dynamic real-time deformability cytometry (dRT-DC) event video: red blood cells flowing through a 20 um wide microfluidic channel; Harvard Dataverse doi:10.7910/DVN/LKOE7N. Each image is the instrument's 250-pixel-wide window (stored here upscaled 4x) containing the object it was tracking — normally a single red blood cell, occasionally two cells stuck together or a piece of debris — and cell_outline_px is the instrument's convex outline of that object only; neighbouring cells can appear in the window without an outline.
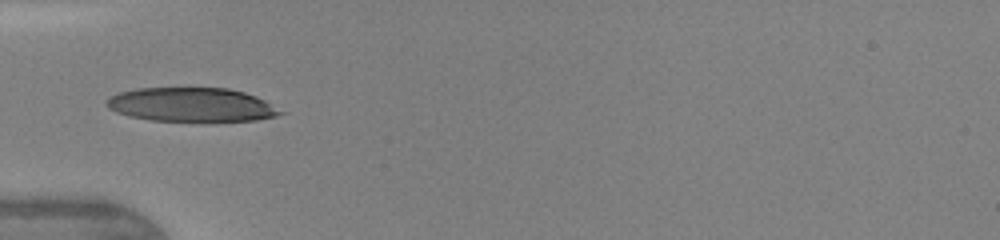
{"species": "human", "species_latin": "Homo sapiens", "temperature_condition": "warm", "stored_images_in_passage": 32, "camera_frame_rate_fps": 3000, "um_per_image_px": 0.085, "donor": {"sex": "female"}, "frame": {"image": 1, "passage_image": 1, "time_ms": 0.0, "image_size_px": [1000, 240], "cell_outline_px": [[288, 112], [276, 116], [256, 120], [152, 120], [128, 116], [116, 112], [108, 108], [104, 104], [112, 96], [120, 92], [136, 88], [228, 88], [244, 92], [256, 96]], "centroid_in_image_um": [16.3, 8.89], "position_along_channel_um": 68.7, "area_um2": 34.16}}
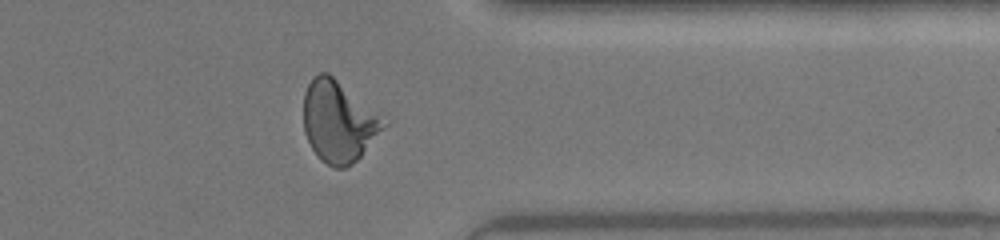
{"frame": {"image": 2, "passage_image": 23, "time_ms": 7.333, "image_size_px": [1000, 240], "cell_outline_px": [[392, 120], [360, 156], [352, 164], [344, 168], [336, 168], [320, 160], [312, 148], [304, 132], [304, 92], [312, 76], [320, 72], [328, 72]], "centroid_in_image_um": [28.84, 10.29], "position_along_channel_um": 382.6, "area_um2": 38.73}}
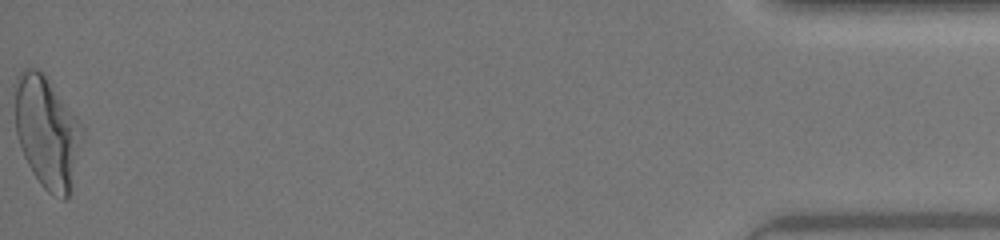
{"frame": {"image": 3, "passage_image": 32, "time_ms": 10.333, "image_size_px": [1000, 240], "cell_outline_px": [[84, 136], [68, 196], [64, 200], [48, 192], [40, 184], [32, 172], [24, 156], [16, 132], [12, 84], [16, 76], [24, 68], [36, 68], [44, 76], [76, 116], [84, 128]], "centroid_in_image_um": [3.96, 11.2], "position_along_channel_um": 431.2, "area_um2": 43.87}, "authors_computed_cell_mechanics": {"area_um2": 36.0961, "velocity_mm_per_s": 4.3621, "shape_relaxation_time_tau1_ms": 3.6584, "shape_relaxation_time_tau2_ms": 0.7275, "deformation_change_tau1": 0.1821, "deformation_change_tau2": 0.0651}}